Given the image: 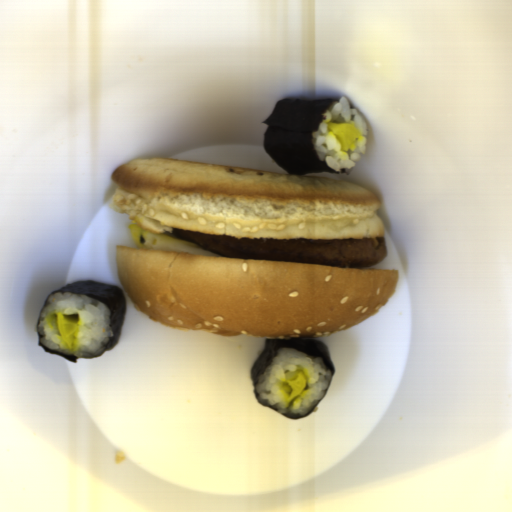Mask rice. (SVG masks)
<instances>
[{"mask_svg":"<svg viewBox=\"0 0 512 512\" xmlns=\"http://www.w3.org/2000/svg\"><path fill=\"white\" fill-rule=\"evenodd\" d=\"M299 372L307 377L308 386L289 404L286 400L292 391L284 380L296 377ZM331 376V369L319 356L292 348L278 349L264 374L257 377L255 398L279 413L304 416L323 400Z\"/></svg>","mask_w":512,"mask_h":512,"instance_id":"652b925c","label":"rice"},{"mask_svg":"<svg viewBox=\"0 0 512 512\" xmlns=\"http://www.w3.org/2000/svg\"><path fill=\"white\" fill-rule=\"evenodd\" d=\"M66 317L79 316L76 347L68 348L60 337L57 313ZM37 332L40 344L54 352L72 354L78 358H95L101 354L114 333L111 311L98 300L77 293L57 292L49 296L39 314Z\"/></svg>","mask_w":512,"mask_h":512,"instance_id":"023b6e5f","label":"rice"},{"mask_svg":"<svg viewBox=\"0 0 512 512\" xmlns=\"http://www.w3.org/2000/svg\"><path fill=\"white\" fill-rule=\"evenodd\" d=\"M331 122L352 123L360 129L362 135L349 149H343L337 136L328 129ZM311 136L319 160L325 161L326 166L336 172L356 166L366 155L368 125L358 108L352 106L345 96L331 105L323 115L317 131H313Z\"/></svg>","mask_w":512,"mask_h":512,"instance_id":"8eca5e8b","label":"rice"}]
</instances>
